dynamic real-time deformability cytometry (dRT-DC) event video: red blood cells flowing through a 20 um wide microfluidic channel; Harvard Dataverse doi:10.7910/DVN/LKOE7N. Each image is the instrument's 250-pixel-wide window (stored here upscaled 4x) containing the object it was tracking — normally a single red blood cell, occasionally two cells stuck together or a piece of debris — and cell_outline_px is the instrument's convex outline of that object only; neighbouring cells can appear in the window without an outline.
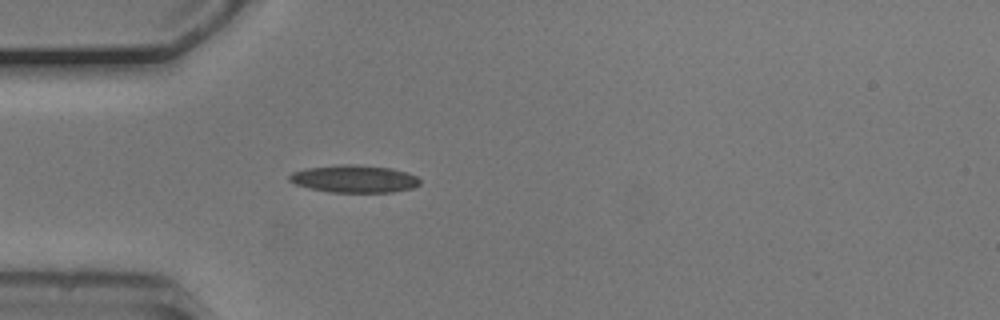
{"species": "common noctule bat (a hibernating species)", "species_latin": "Nyctalus noctula", "temperature_condition": "cold", "stored_images_in_passage": 37, "camera_frame_rate_fps": 3000, "um_per_image_px": 0.085, "animal": {"sex": "male", "body_mass_g": 20.5, "forearm_length_mm": 52.5}, "frame": {"image": 1, "passage_image": 1, "time_ms": 0.0, "image_size_px": [1000, 320], "cell_outline_px": [[420, 184], [412, 188], [392, 192], [328, 192], [308, 188], [296, 184], [288, 180], [288, 176], [292, 172], [304, 168], [336, 164], [356, 164], [392, 168], [408, 172], [416, 176], [420, 180]], "centroid_in_image_um": [30.09, 15.19], "position_along_channel_um": 54.9, "area_um2": 21.21}}
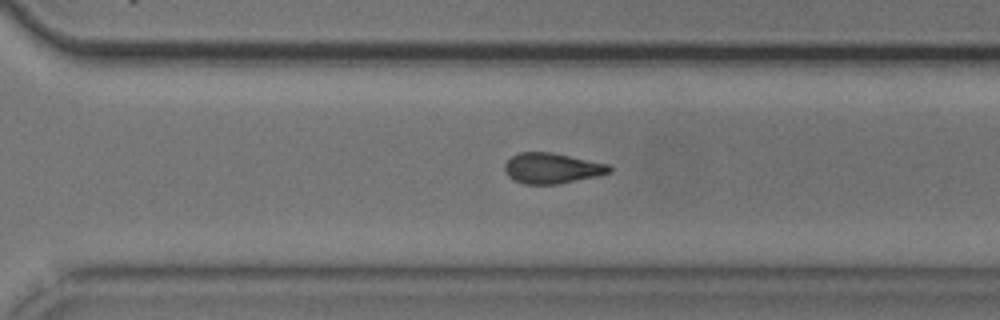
{"frame": {"image": 2, "passage_image": 23, "time_ms": 7.333, "image_size_px": [1000, 320], "cell_outline_px": [[612, 172], [596, 176], [556, 184], [524, 184], [512, 180], [508, 176], [504, 168], [504, 164], [512, 156], [520, 152], [552, 152], [608, 164], [612, 168]], "centroid_in_image_um": [46.89, 14.3], "position_along_channel_um": 323.7, "area_um2": 18.55}}
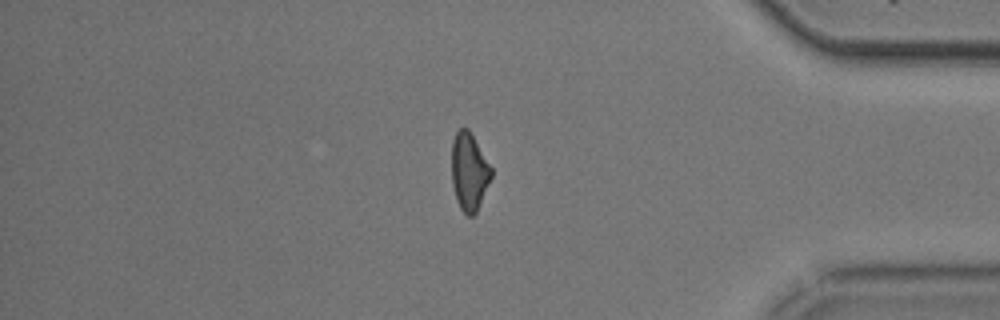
{"frame": {"image": 3, "passage_image": 31, "time_ms": 10.0, "image_size_px": [1000, 320], "cell_outline_px": [[492, 176], [476, 212], [472, 216], [468, 216], [460, 208], [456, 200], [452, 184], [452, 140], [456, 132], [460, 128], [468, 128], [492, 168]], "centroid_in_image_um": [39.87, 14.59], "position_along_channel_um": 395.3, "area_um2": 17.8}}